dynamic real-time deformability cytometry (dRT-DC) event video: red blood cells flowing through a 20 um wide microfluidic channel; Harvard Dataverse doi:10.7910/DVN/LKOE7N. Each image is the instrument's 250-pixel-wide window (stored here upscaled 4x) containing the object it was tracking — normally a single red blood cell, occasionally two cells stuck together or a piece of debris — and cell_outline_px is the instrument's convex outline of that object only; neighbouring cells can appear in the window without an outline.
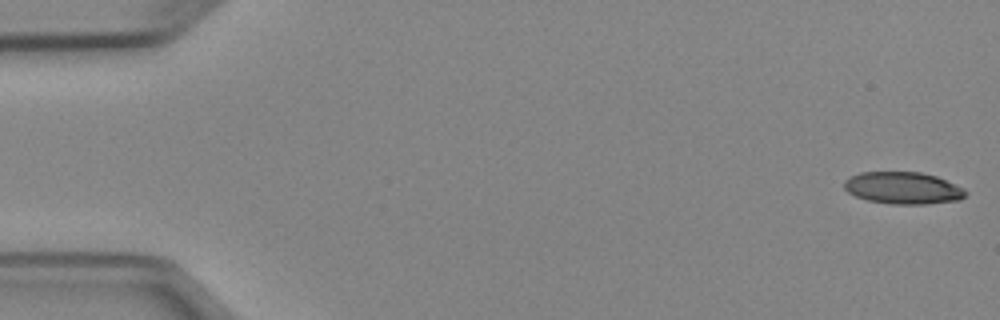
{"species": "Egyptian fruit bat (a non-hibernating species)", "species_latin": "Rousettus aegyptiacus", "temperature_condition": "cold", "stored_images_in_passage": 11, "camera_frame_rate_fps": 3000, "um_per_image_px": 0.085, "animal": {"sex": "female"}, "frame": {"image": 1, "passage_image": 1, "time_ms": 0.0, "image_size_px": [1000, 320], "cell_outline_px": [[968, 192], [960, 200], [924, 204], [892, 204], [868, 200], [856, 196], [848, 192], [844, 188], [844, 180], [848, 176], [860, 172], [920, 172], [936, 176], [964, 188]], "centroid_in_image_um": [76.74, 15.97], "position_along_channel_um": 8.3, "area_um2": 22.72}}